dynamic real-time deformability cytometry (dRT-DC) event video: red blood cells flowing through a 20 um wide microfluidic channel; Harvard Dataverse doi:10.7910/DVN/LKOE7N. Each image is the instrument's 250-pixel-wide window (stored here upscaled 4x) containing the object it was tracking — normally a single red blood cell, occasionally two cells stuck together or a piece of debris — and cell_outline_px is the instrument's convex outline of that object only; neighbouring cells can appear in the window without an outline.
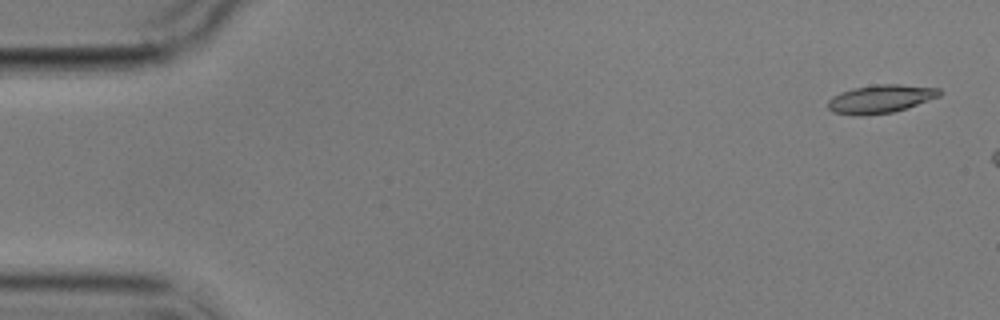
{"species": "common noctule bat (a hibernating species)", "species_latin": "Nyctalus noctula", "temperature_condition": "cold", "stored_images_in_passage": 3, "camera_frame_rate_fps": 3000, "um_per_image_px": 0.085, "animal": {"sex": "male", "body_mass_g": 17.9}, "frame": {"image": 1, "passage_image": 1, "time_ms": 0.0, "image_size_px": [1000, 320], "cell_outline_px": [[944, 92], [940, 96], [892, 112], [864, 116], [860, 116], [832, 112], [828, 108], [828, 100], [832, 96], [840, 92], [852, 88], [876, 84], [900, 84], [940, 88]], "centroid_in_image_um": [74.83, 8.4], "position_along_channel_um": 10.2, "area_um2": 18.44}}